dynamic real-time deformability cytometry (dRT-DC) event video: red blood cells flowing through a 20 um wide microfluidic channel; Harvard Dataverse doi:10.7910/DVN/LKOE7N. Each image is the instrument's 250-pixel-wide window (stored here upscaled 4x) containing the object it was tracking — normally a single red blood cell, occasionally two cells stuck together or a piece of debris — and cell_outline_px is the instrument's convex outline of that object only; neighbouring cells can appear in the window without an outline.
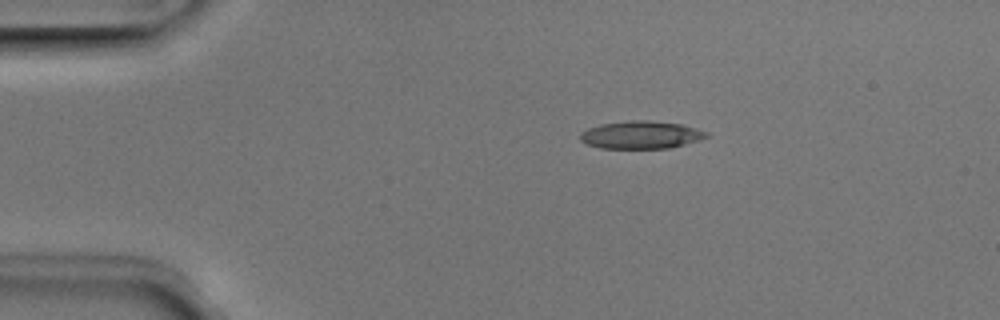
{"species": "Egyptian fruit bat (a non-hibernating species)", "species_latin": "Rousettus aegyptiacus", "temperature_condition": "room temperature", "stored_images_in_passage": 42, "camera_frame_rate_fps": 3000, "um_per_image_px": 0.085, "animal": {"sex": "male"}, "frame": {"image": 1, "passage_image": 1, "time_ms": 0.0, "image_size_px": [1000, 320], "cell_outline_px": [[708, 136], [700, 140], [668, 148], [600, 148], [588, 144], [580, 140], [580, 132], [588, 128], [600, 124], [632, 120], [648, 120], [680, 124], [708, 132]], "centroid_in_image_um": [54.46, 11.46], "position_along_channel_um": 30.5, "area_um2": 20.23}}
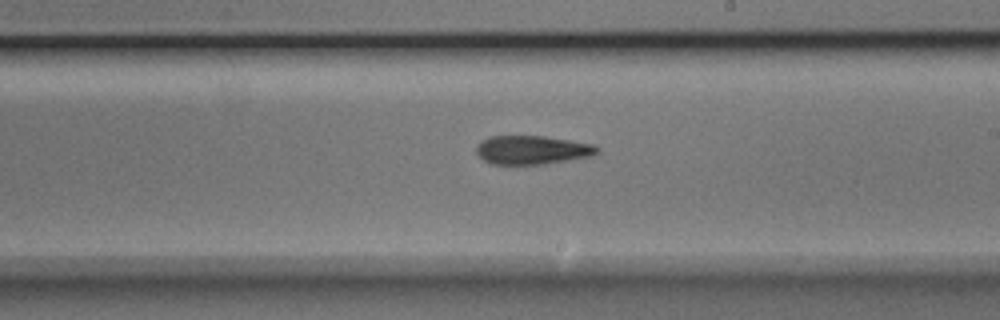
{"frame": {"image": 2, "passage_image": 21, "time_ms": 6.667, "image_size_px": [1000, 320], "cell_outline_px": [[600, 152], [592, 156], [544, 164], [492, 164], [484, 160], [476, 152], [476, 144], [480, 140], [492, 136], [544, 136], [592, 144], [600, 148]], "centroid_in_image_um": [45.23, 12.74], "position_along_channel_um": 243.8, "area_um2": 20.23}}
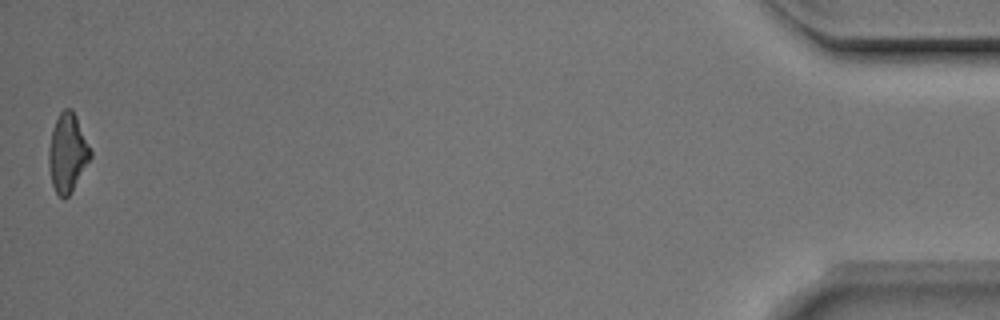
{"frame": {"image": 3, "passage_image": 42, "time_ms": 13.667, "image_size_px": [1000, 320], "cell_outline_px": [[92, 156], [68, 196], [64, 200], [56, 192], [52, 184], [48, 164], [48, 152], [52, 128], [60, 112], [64, 108], [72, 108], [76, 116], [92, 152]], "centroid_in_image_um": [5.72, 12.97], "position_along_channel_um": 429.5, "area_um2": 18.9}, "authors_computed_cell_mechanics": {"area_um2": 20.23, "velocity_mm_per_s": 3.9865, "shape_relaxation_time_tau1_ms": 4.7068, "shape_relaxation_time_tau2_ms": 4.6357, "deformation_change_tau1": 0.1678, "deformation_change_tau2": 0.1491}}